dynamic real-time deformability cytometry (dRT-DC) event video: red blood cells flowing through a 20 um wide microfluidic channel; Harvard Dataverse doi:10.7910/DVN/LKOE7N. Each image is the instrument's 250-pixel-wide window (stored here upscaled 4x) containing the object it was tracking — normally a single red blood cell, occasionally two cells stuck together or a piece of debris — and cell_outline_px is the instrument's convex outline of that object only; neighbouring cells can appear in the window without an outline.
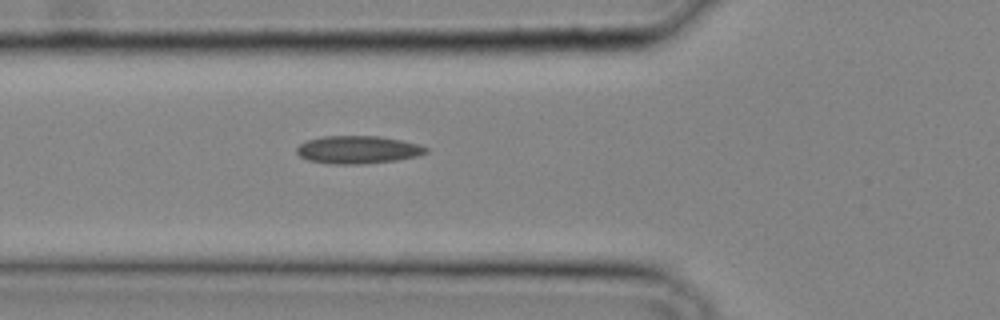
{"species": "common noctule bat (a hibernating species)", "species_latin": "Nyctalus noctula", "temperature_condition": "cold", "stored_images_in_passage": 23, "camera_frame_rate_fps": 3000, "um_per_image_px": 0.085, "animal": {"sex": "male", "body_mass_g": 20.4}, "frame": {"image": 1, "passage_image": 2, "time_ms": 0.333, "image_size_px": [1000, 320], "cell_outline_px": [[428, 152], [416, 156], [396, 160], [364, 164], [332, 164], [308, 160], [300, 156], [296, 152], [296, 148], [304, 140], [324, 136], [380, 136], [420, 144], [428, 148]], "centroid_in_image_um": [30.4, 12.72], "position_along_channel_um": 95.4, "area_um2": 21.04}}
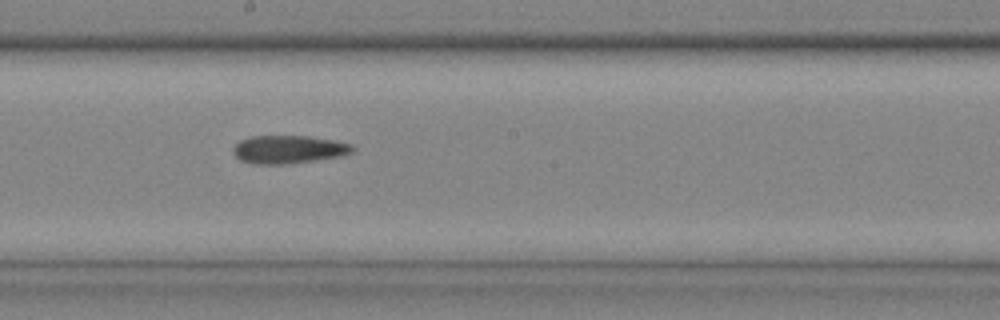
{"frame": {"image": 2, "passage_image": 9, "time_ms": 2.667, "image_size_px": [1000, 320], "cell_outline_px": [[356, 148], [352, 152], [340, 156], [312, 160], [280, 164], [252, 164], [240, 160], [232, 152], [232, 148], [240, 140], [252, 136], [308, 136], [336, 140], [352, 144]], "centroid_in_image_um": [24.52, 12.69], "position_along_channel_um": 223.7, "area_um2": 19.48}}
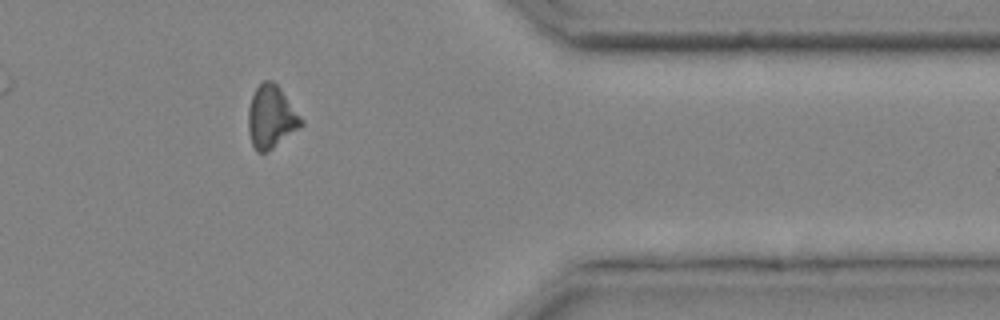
{"frame": {"image": 3, "passage_image": 19, "time_ms": 6.0, "image_size_px": [1000, 320], "cell_outline_px": [[304, 124], [300, 128], [268, 152], [256, 152], [252, 144], [248, 132], [248, 108], [252, 96], [256, 88], [264, 80], [272, 80], [280, 88], [304, 120]], "centroid_in_image_um": [23.05, 9.96], "position_along_channel_um": 388.3, "area_um2": 19.48}}